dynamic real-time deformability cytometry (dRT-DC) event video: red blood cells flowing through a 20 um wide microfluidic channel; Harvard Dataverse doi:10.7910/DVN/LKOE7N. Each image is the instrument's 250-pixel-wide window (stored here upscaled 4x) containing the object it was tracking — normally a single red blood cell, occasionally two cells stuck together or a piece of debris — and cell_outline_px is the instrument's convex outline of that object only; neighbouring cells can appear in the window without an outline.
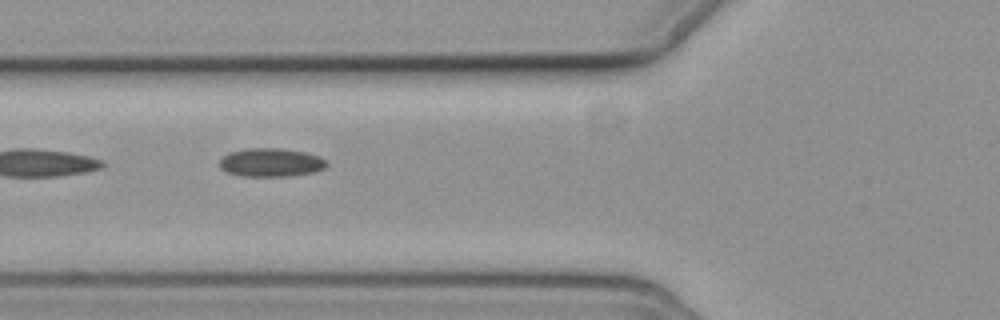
{"species": "common noctule bat (a hibernating species)", "species_latin": "Nyctalus noctula", "temperature_condition": "cold", "stored_images_in_passage": 7, "camera_frame_rate_fps": 3000, "um_per_image_px": 0.085, "animal": {"sex": "female", "body_mass_g": 19.3, "forearm_length_mm": 54.1}, "frame": {"image": 1, "passage_image": 5, "time_ms": 4.667, "image_size_px": [1000, 320], "cell_outline_px": [[328, 164], [324, 168], [312, 172], [288, 176], [244, 176], [228, 172], [220, 168], [220, 160], [228, 152], [244, 148], [280, 148], [304, 152], [320, 156]], "centroid_in_image_um": [23.01, 13.8], "position_along_channel_um": 102.8, "area_um2": 17.69}}
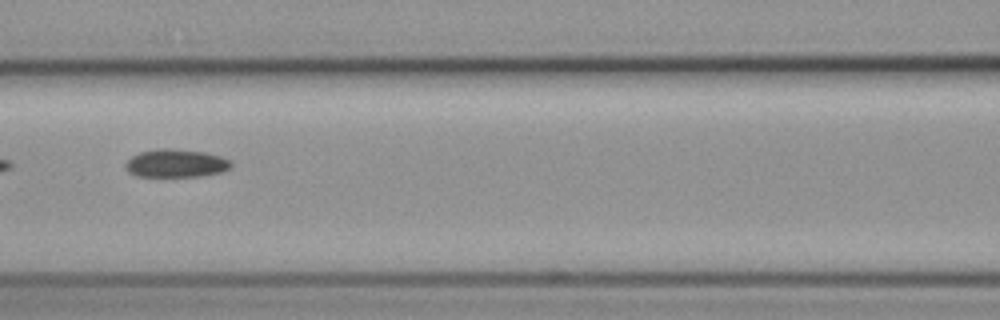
{"frame": {"image": 2, "passage_image": 6, "time_ms": 6.0, "image_size_px": [1000, 320], "cell_outline_px": [[232, 164], [228, 168], [220, 172], [200, 176], [136, 176], [128, 172], [124, 164], [132, 156], [140, 152], [156, 148], [172, 148], [204, 152], [220, 156], [228, 160]], "centroid_in_image_um": [14.9, 13.87], "position_along_channel_um": 151.7, "area_um2": 17.17}}
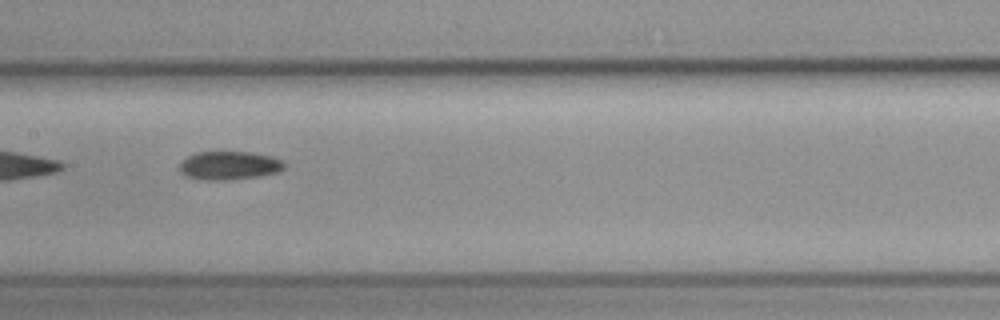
{"frame": {"image": 3, "passage_image": 7, "time_ms": 7.0, "image_size_px": [1000, 320], "cell_outline_px": [[284, 168], [276, 172], [256, 176], [220, 180], [208, 180], [188, 176], [180, 172], [180, 164], [188, 156], [196, 152], [252, 152], [272, 156], [280, 160], [284, 164]], "centroid_in_image_um": [19.47, 14.05], "position_along_channel_um": 187.9, "area_um2": 16.94}}